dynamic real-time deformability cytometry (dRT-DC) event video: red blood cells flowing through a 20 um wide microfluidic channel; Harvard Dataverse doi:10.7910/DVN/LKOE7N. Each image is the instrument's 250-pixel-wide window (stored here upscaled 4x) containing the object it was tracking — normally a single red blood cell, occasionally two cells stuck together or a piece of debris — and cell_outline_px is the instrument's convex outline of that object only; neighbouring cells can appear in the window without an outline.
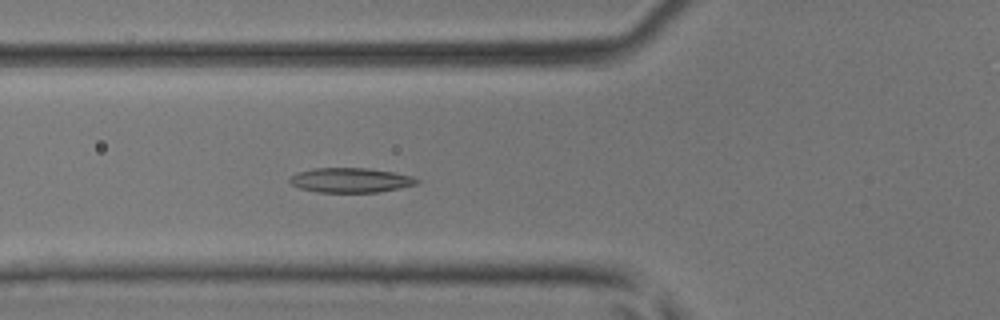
{"species": "common noctule bat (a hibernating species)", "species_latin": "Nyctalus noctula", "temperature_condition": "room temperature", "stored_images_in_passage": 47, "camera_frame_rate_fps": 3000, "um_per_image_px": 0.085, "animal": {"sex": "male", "body_mass_g": 17.9, "forearm_length_mm": 54.2}, "frame": {"image": 1, "passage_image": 17, "time_ms": 5.333, "image_size_px": [1000, 320], "cell_outline_px": [[420, 180], [416, 184], [400, 188], [376, 192], [316, 192], [300, 188], [292, 184], [288, 180], [288, 176], [296, 172], [312, 168], [368, 168], [392, 172], [412, 176]], "centroid_in_image_um": [29.74, 15.31], "position_along_channel_um": 96.1, "area_um2": 18.32}}
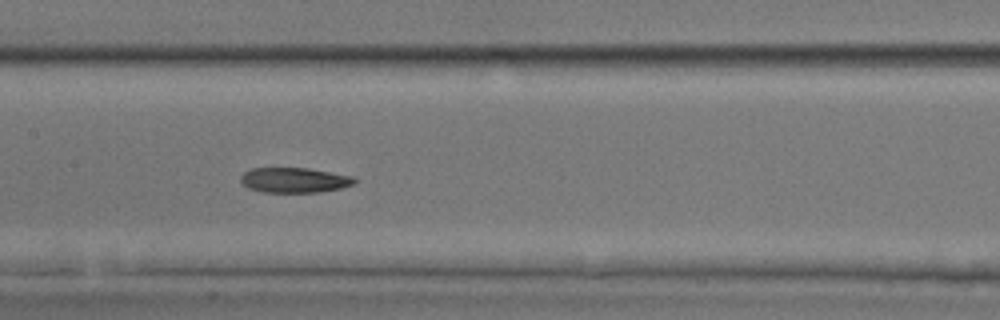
{"frame": {"image": 2, "passage_image": 23, "time_ms": 7.333, "image_size_px": [1000, 320], "cell_outline_px": [[356, 180], [352, 184], [340, 188], [320, 192], [264, 192], [248, 188], [240, 180], [240, 176], [244, 172], [252, 168], [308, 168], [352, 176]], "centroid_in_image_um": [24.99, 15.3], "position_along_channel_um": 182.4, "area_um2": 16.47}}
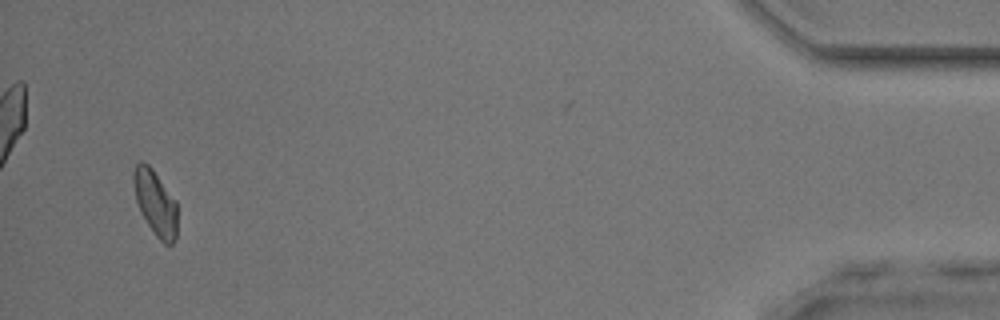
{"frame": {"image": 3, "passage_image": 45, "time_ms": 14.667, "image_size_px": [1000, 320], "cell_outline_px": [[176, 236], [172, 244], [164, 244], [156, 236], [140, 212], [136, 200], [132, 180], [132, 172], [136, 164], [140, 160], [148, 164], [152, 168], [176, 200]], "centroid_in_image_um": [13.18, 17.21], "position_along_channel_um": 422.0, "area_um2": 16.65}}